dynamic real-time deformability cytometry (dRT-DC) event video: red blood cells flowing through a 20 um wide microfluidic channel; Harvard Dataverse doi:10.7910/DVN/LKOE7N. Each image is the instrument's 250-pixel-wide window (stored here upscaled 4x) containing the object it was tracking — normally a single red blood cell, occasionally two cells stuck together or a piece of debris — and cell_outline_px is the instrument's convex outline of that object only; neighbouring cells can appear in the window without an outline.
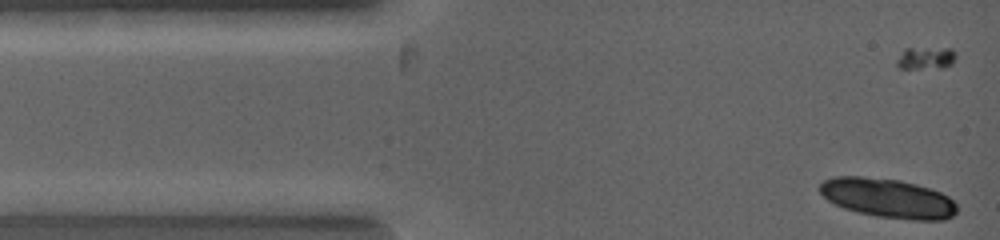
{"species": "common noctule bat (a hibernating species)", "species_latin": "Nyctalus noctula", "temperature_condition": "warm", "stored_images_in_passage": 3, "camera_frame_rate_fps": 5000, "um_per_image_px": 0.085, "animal": {"sex": "female", "body_mass_g": 19.0, "forearm_length_mm": 53.3}, "frame": {"image": 1, "passage_image": 1, "time_ms": 0.0, "image_size_px": [1000, 240], "cell_outline_px": [[956, 212], [952, 216], [944, 220], [912, 220], [876, 216], [844, 208], [828, 200], [820, 192], [820, 184], [824, 180], [836, 176], [860, 176], [900, 180], [916, 184], [940, 192], [948, 196], [956, 204]], "centroid_in_image_um": [75.48, 16.84], "position_along_channel_um": 9.5, "area_um2": 31.21}}